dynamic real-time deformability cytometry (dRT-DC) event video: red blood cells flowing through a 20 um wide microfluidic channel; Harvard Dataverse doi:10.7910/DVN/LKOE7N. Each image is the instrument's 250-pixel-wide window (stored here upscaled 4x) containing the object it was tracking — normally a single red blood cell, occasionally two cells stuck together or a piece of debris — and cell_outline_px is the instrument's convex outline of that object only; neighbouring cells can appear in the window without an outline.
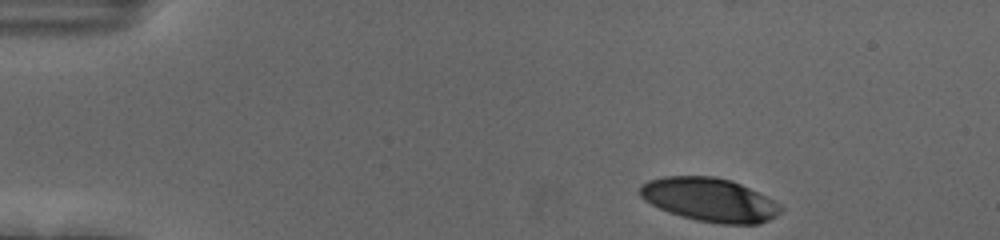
{"species": "human", "species_latin": "Homo sapiens", "temperature_condition": "cold", "stored_images_in_passage": 40, "camera_frame_rate_fps": 3000, "um_per_image_px": 0.085, "donor": {"sex": "female"}, "frame": {"image": 1, "passage_image": 1, "time_ms": 0.0, "image_size_px": [1000, 240], "cell_outline_px": [[784, 208], [776, 216], [760, 224], [720, 224], [696, 220], [680, 216], [668, 212], [644, 200], [640, 196], [640, 184], [648, 180], [664, 176], [716, 176], [732, 180], [780, 204]], "centroid_in_image_um": [60.3, 16.98], "position_along_channel_um": 24.7, "area_um2": 35.78}}
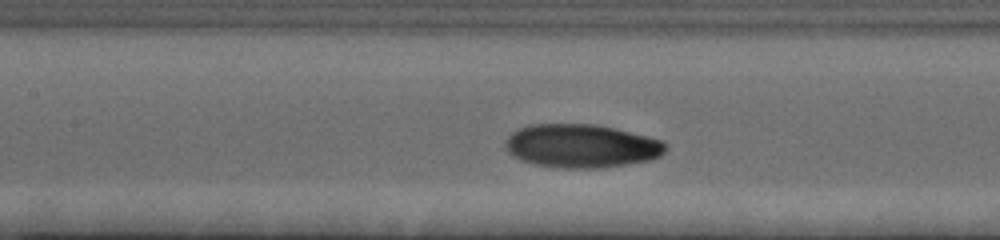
{"frame": {"image": 2, "passage_image": 19, "time_ms": 6.0, "image_size_px": [1000, 240], "cell_outline_px": [[668, 148], [660, 156], [648, 160], [628, 164], [600, 168], [564, 168], [536, 164], [520, 160], [512, 156], [508, 152], [504, 144], [504, 140], [516, 128], [528, 124], [596, 124], [616, 128], [664, 140], [668, 144]], "centroid_in_image_um": [49.42, 12.39], "position_along_channel_um": 158.0, "area_um2": 41.1}}
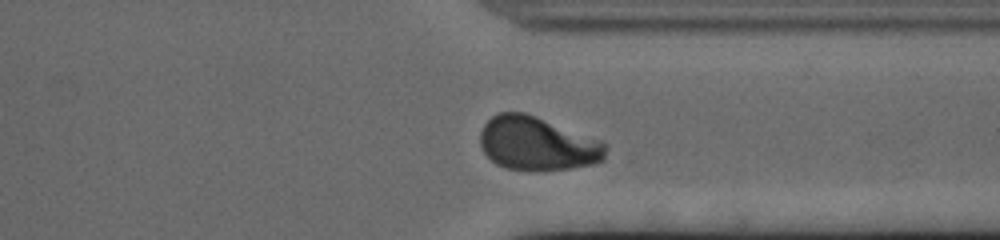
{"frame": {"image": 3, "passage_image": 36, "time_ms": 11.667, "image_size_px": [1000, 240], "cell_outline_px": [[608, 148], [604, 160], [596, 164], [572, 168], [504, 168], [496, 164], [484, 152], [480, 144], [480, 132], [484, 124], [492, 116], [500, 112], [524, 112], [536, 116], [604, 140]], "centroid_in_image_um": [45.73, 12.17], "position_along_channel_um": 365.7, "area_um2": 39.13}, "authors_computed_cell_mechanics": {"area_um2": 39.304, "velocity_mm_per_s": 3.6613, "shape_relaxation_time_tau1_ms": 3.6524, "shape_relaxation_time_tau2_ms": 0.89, "deformation_change_tau1": 0.1854, "deformation_change_tau2": 0.0514}}